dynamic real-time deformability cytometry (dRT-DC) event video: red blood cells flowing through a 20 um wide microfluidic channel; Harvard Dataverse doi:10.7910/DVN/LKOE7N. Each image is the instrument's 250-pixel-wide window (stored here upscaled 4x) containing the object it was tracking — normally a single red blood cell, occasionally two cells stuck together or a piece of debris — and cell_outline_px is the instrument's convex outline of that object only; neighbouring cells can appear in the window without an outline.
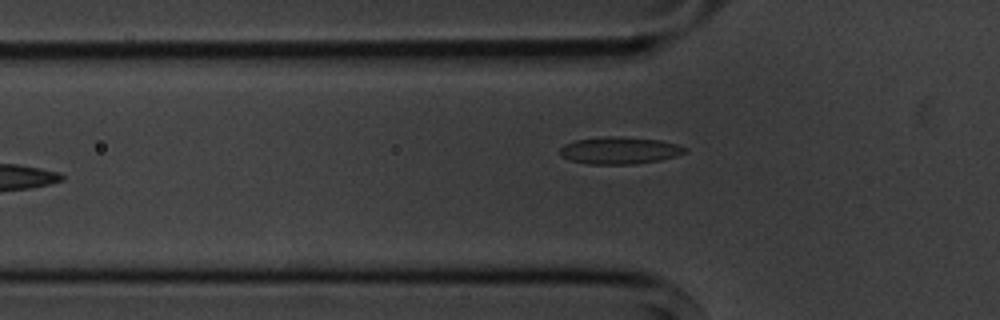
{"species": "common noctule bat (a hibernating species)", "species_latin": "Nyctalus noctula", "temperature_condition": "cold", "stored_images_in_passage": 6, "camera_frame_rate_fps": 3000, "um_per_image_px": 0.085, "animal": {"sex": "male", "body_mass_g": 20.1, "forearm_length_mm": 53.5}, "frame": {"image": 1, "passage_image": 6, "time_ms": 7.0, "image_size_px": [1000, 320], "cell_outline_px": [[688, 152], [676, 156], [660, 160], [636, 164], [588, 164], [572, 160], [560, 156], [560, 148], [564, 144], [576, 140], [604, 136], [620, 136], [660, 140], [676, 144], [688, 148]], "centroid_in_image_um": [52.69, 12.78], "position_along_channel_um": 73.1, "area_um2": 19.88}}